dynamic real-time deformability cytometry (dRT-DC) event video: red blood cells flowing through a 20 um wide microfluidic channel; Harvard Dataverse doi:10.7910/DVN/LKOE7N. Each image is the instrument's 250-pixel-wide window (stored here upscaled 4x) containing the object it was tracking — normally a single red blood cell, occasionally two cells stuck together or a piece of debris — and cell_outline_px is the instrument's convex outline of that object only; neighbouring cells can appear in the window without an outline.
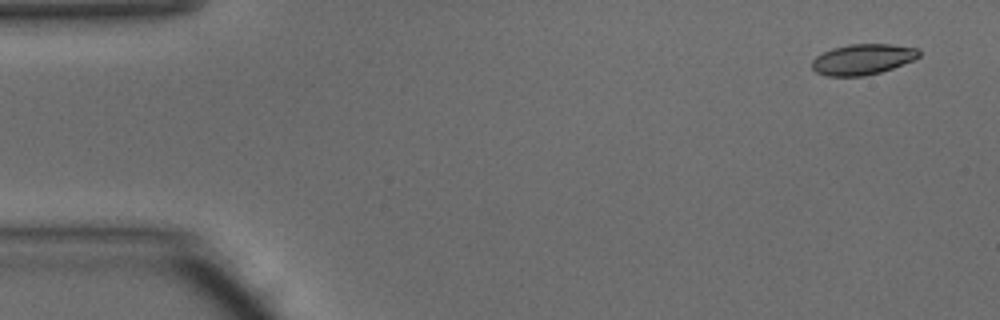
{"species": "common noctule bat (a hibernating species)", "species_latin": "Nyctalus noctula", "temperature_condition": "warm", "stored_images_in_passage": 46, "camera_frame_rate_fps": 3000, "um_per_image_px": 0.085, "animal": {"sex": "male", "body_mass_g": 15.6}, "frame": {"image": 1, "passage_image": 1, "time_ms": 0.0, "image_size_px": [1000, 320], "cell_outline_px": [[920, 56], [912, 60], [892, 68], [880, 72], [864, 76], [828, 76], [816, 72], [812, 68], [812, 60], [816, 56], [832, 48], [848, 44], [892, 44], [916, 48], [920, 52]], "centroid_in_image_um": [73.31, 5.04], "position_along_channel_um": 11.7, "area_um2": 19.02}}
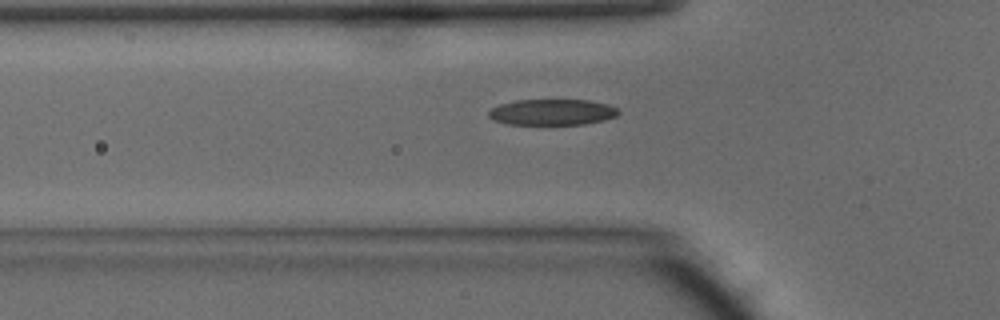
{"frame": {"image": 2, "passage_image": 14, "time_ms": 4.333, "image_size_px": [1000, 320], "cell_outline_px": [[620, 112], [616, 116], [604, 120], [584, 124], [504, 124], [492, 120], [488, 116], [488, 112], [492, 108], [500, 104], [516, 100], [588, 100], [608, 104], [616, 108]], "centroid_in_image_um": [46.91, 9.53], "position_along_channel_um": 78.9, "area_um2": 19.65}}
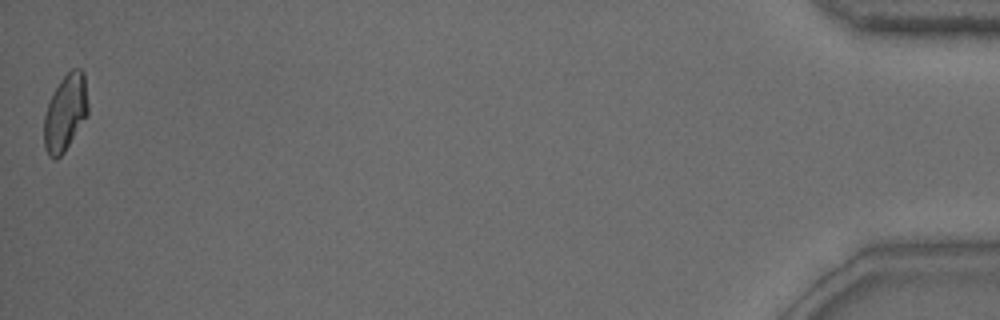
{"frame": {"image": 3, "passage_image": 46, "time_ms": 15.0, "image_size_px": [1000, 320], "cell_outline_px": [[88, 112], [64, 152], [56, 160], [48, 156], [44, 148], [44, 116], [48, 104], [60, 80], [72, 68], [80, 68], [84, 72], [88, 104]], "centroid_in_image_um": [5.54, 9.58], "position_along_channel_um": 429.7, "area_um2": 19.36}, "authors_computed_cell_mechanics": {"area_um2": 19.8832, "velocity_mm_per_s": 4.195, "shape_relaxation_time_tau1_ms": 5.4336, "shape_relaxation_time_tau2_ms": 2.2469, "deformation_change_tau1": 0.1816, "deformation_change_tau2": 0.0803}}